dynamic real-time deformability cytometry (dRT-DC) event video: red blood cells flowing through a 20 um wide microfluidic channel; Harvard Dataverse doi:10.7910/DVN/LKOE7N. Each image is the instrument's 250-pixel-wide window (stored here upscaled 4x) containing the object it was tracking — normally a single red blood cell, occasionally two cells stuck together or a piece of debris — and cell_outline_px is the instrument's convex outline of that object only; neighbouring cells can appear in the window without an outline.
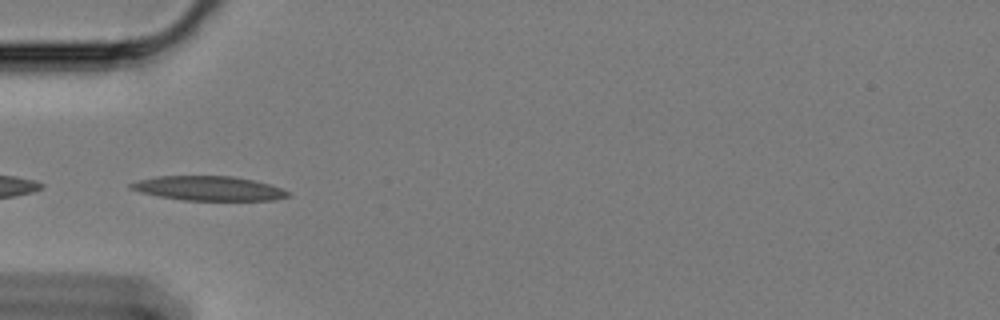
{"species": "Egyptian fruit bat (a non-hibernating species)", "species_latin": "Rousettus aegyptiacus", "temperature_condition": "cold", "stored_images_in_passage": 12, "camera_frame_rate_fps": 3000, "um_per_image_px": 0.085, "animal": {"sex": "female"}, "frame": {"image": 1, "passage_image": 1, "time_ms": 0.0, "image_size_px": [1000, 320], "cell_outline_px": [[292, 196], [272, 200], [184, 200], [160, 196], [140, 192], [128, 188], [128, 184], [140, 180], [156, 176], [232, 176], [252, 180], [268, 184], [292, 192]], "centroid_in_image_um": [17.75, 16.01], "position_along_channel_um": 67.3, "area_um2": 22.25}}
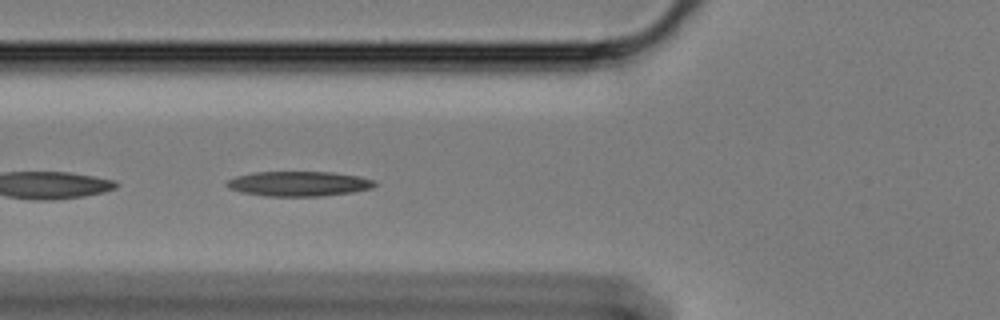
{"frame": {"image": 2, "passage_image": 4, "time_ms": 1.0, "image_size_px": [1000, 320], "cell_outline_px": [[376, 184], [372, 188], [352, 192], [320, 196], [264, 196], [240, 192], [228, 188], [224, 184], [228, 180], [236, 176], [252, 172], [332, 172], [360, 176], [376, 180]], "centroid_in_image_um": [25.38, 15.61], "position_along_channel_um": 100.4, "area_um2": 21.62}}